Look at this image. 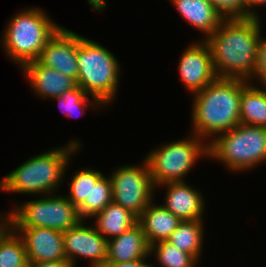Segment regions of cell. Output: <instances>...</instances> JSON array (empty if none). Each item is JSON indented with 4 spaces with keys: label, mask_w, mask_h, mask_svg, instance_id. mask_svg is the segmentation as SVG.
<instances>
[{
    "label": "cell",
    "mask_w": 266,
    "mask_h": 267,
    "mask_svg": "<svg viewBox=\"0 0 266 267\" xmlns=\"http://www.w3.org/2000/svg\"><path fill=\"white\" fill-rule=\"evenodd\" d=\"M260 18H225L207 37L217 77L249 80L254 73ZM261 28V29H260Z\"/></svg>",
    "instance_id": "1"
},
{
    "label": "cell",
    "mask_w": 266,
    "mask_h": 267,
    "mask_svg": "<svg viewBox=\"0 0 266 267\" xmlns=\"http://www.w3.org/2000/svg\"><path fill=\"white\" fill-rule=\"evenodd\" d=\"M203 220L182 221L167 239L181 251L191 254L198 262L203 252ZM199 258V259H198Z\"/></svg>",
    "instance_id": "21"
},
{
    "label": "cell",
    "mask_w": 266,
    "mask_h": 267,
    "mask_svg": "<svg viewBox=\"0 0 266 267\" xmlns=\"http://www.w3.org/2000/svg\"><path fill=\"white\" fill-rule=\"evenodd\" d=\"M149 254L155 255L160 267H196L199 263L191 254L181 251L167 240L150 245Z\"/></svg>",
    "instance_id": "24"
},
{
    "label": "cell",
    "mask_w": 266,
    "mask_h": 267,
    "mask_svg": "<svg viewBox=\"0 0 266 267\" xmlns=\"http://www.w3.org/2000/svg\"><path fill=\"white\" fill-rule=\"evenodd\" d=\"M179 75L186 90L195 94L217 78L211 51L205 40L191 43L181 54Z\"/></svg>",
    "instance_id": "11"
},
{
    "label": "cell",
    "mask_w": 266,
    "mask_h": 267,
    "mask_svg": "<svg viewBox=\"0 0 266 267\" xmlns=\"http://www.w3.org/2000/svg\"><path fill=\"white\" fill-rule=\"evenodd\" d=\"M80 149V142L73 139L64 147L34 155L2 178L0 191L30 195L55 193L62 185L71 156Z\"/></svg>",
    "instance_id": "3"
},
{
    "label": "cell",
    "mask_w": 266,
    "mask_h": 267,
    "mask_svg": "<svg viewBox=\"0 0 266 267\" xmlns=\"http://www.w3.org/2000/svg\"><path fill=\"white\" fill-rule=\"evenodd\" d=\"M159 187L168 188L163 206L181 221L203 219L205 200L198 189H193L186 182H169Z\"/></svg>",
    "instance_id": "14"
},
{
    "label": "cell",
    "mask_w": 266,
    "mask_h": 267,
    "mask_svg": "<svg viewBox=\"0 0 266 267\" xmlns=\"http://www.w3.org/2000/svg\"><path fill=\"white\" fill-rule=\"evenodd\" d=\"M224 18H247L248 0H209Z\"/></svg>",
    "instance_id": "27"
},
{
    "label": "cell",
    "mask_w": 266,
    "mask_h": 267,
    "mask_svg": "<svg viewBox=\"0 0 266 267\" xmlns=\"http://www.w3.org/2000/svg\"><path fill=\"white\" fill-rule=\"evenodd\" d=\"M142 226L137 223L124 233L108 240L106 263L130 262L143 259L149 254Z\"/></svg>",
    "instance_id": "16"
},
{
    "label": "cell",
    "mask_w": 266,
    "mask_h": 267,
    "mask_svg": "<svg viewBox=\"0 0 266 267\" xmlns=\"http://www.w3.org/2000/svg\"><path fill=\"white\" fill-rule=\"evenodd\" d=\"M85 224V220H81L77 225L63 232L66 258L73 267H76L78 257L87 258L90 261V267H102L107 259L108 240L93 224L89 225L90 227Z\"/></svg>",
    "instance_id": "10"
},
{
    "label": "cell",
    "mask_w": 266,
    "mask_h": 267,
    "mask_svg": "<svg viewBox=\"0 0 266 267\" xmlns=\"http://www.w3.org/2000/svg\"><path fill=\"white\" fill-rule=\"evenodd\" d=\"M13 229L24 242L28 262L67 260L63 232L42 227Z\"/></svg>",
    "instance_id": "13"
},
{
    "label": "cell",
    "mask_w": 266,
    "mask_h": 267,
    "mask_svg": "<svg viewBox=\"0 0 266 267\" xmlns=\"http://www.w3.org/2000/svg\"><path fill=\"white\" fill-rule=\"evenodd\" d=\"M182 18L204 34H213L225 19L209 0H170Z\"/></svg>",
    "instance_id": "17"
},
{
    "label": "cell",
    "mask_w": 266,
    "mask_h": 267,
    "mask_svg": "<svg viewBox=\"0 0 266 267\" xmlns=\"http://www.w3.org/2000/svg\"><path fill=\"white\" fill-rule=\"evenodd\" d=\"M254 79L258 80L262 87L266 86V38H263L262 36L257 44L254 73L248 82L251 83L250 81H255Z\"/></svg>",
    "instance_id": "28"
},
{
    "label": "cell",
    "mask_w": 266,
    "mask_h": 267,
    "mask_svg": "<svg viewBox=\"0 0 266 267\" xmlns=\"http://www.w3.org/2000/svg\"><path fill=\"white\" fill-rule=\"evenodd\" d=\"M90 96L77 85L74 89L65 91L60 97L53 98L52 100L59 104L66 116L72 117L78 113L79 115L85 114L84 109L89 105Z\"/></svg>",
    "instance_id": "26"
},
{
    "label": "cell",
    "mask_w": 266,
    "mask_h": 267,
    "mask_svg": "<svg viewBox=\"0 0 266 267\" xmlns=\"http://www.w3.org/2000/svg\"><path fill=\"white\" fill-rule=\"evenodd\" d=\"M253 83L249 84L241 94L240 124L266 128V91Z\"/></svg>",
    "instance_id": "20"
},
{
    "label": "cell",
    "mask_w": 266,
    "mask_h": 267,
    "mask_svg": "<svg viewBox=\"0 0 266 267\" xmlns=\"http://www.w3.org/2000/svg\"><path fill=\"white\" fill-rule=\"evenodd\" d=\"M20 69L26 74L32 90L41 99L60 97L63 92L77 86V81L74 78L65 76L54 68L42 65L38 60L27 62Z\"/></svg>",
    "instance_id": "15"
},
{
    "label": "cell",
    "mask_w": 266,
    "mask_h": 267,
    "mask_svg": "<svg viewBox=\"0 0 266 267\" xmlns=\"http://www.w3.org/2000/svg\"><path fill=\"white\" fill-rule=\"evenodd\" d=\"M37 60L77 81V33L61 26L47 41Z\"/></svg>",
    "instance_id": "12"
},
{
    "label": "cell",
    "mask_w": 266,
    "mask_h": 267,
    "mask_svg": "<svg viewBox=\"0 0 266 267\" xmlns=\"http://www.w3.org/2000/svg\"><path fill=\"white\" fill-rule=\"evenodd\" d=\"M141 164L122 165L109 176L113 201L137 217L153 201L156 189L146 160Z\"/></svg>",
    "instance_id": "9"
},
{
    "label": "cell",
    "mask_w": 266,
    "mask_h": 267,
    "mask_svg": "<svg viewBox=\"0 0 266 267\" xmlns=\"http://www.w3.org/2000/svg\"><path fill=\"white\" fill-rule=\"evenodd\" d=\"M95 228L107 240L121 235L138 223V217L112 201L93 219Z\"/></svg>",
    "instance_id": "19"
},
{
    "label": "cell",
    "mask_w": 266,
    "mask_h": 267,
    "mask_svg": "<svg viewBox=\"0 0 266 267\" xmlns=\"http://www.w3.org/2000/svg\"><path fill=\"white\" fill-rule=\"evenodd\" d=\"M149 256L130 262H120V263H105L102 267H154L150 263H146Z\"/></svg>",
    "instance_id": "29"
},
{
    "label": "cell",
    "mask_w": 266,
    "mask_h": 267,
    "mask_svg": "<svg viewBox=\"0 0 266 267\" xmlns=\"http://www.w3.org/2000/svg\"><path fill=\"white\" fill-rule=\"evenodd\" d=\"M181 222L171 211L153 201L138 217L149 245L167 240Z\"/></svg>",
    "instance_id": "18"
},
{
    "label": "cell",
    "mask_w": 266,
    "mask_h": 267,
    "mask_svg": "<svg viewBox=\"0 0 266 267\" xmlns=\"http://www.w3.org/2000/svg\"><path fill=\"white\" fill-rule=\"evenodd\" d=\"M69 182V194L65 196L78 208L82 220L90 218L91 169L76 171Z\"/></svg>",
    "instance_id": "23"
},
{
    "label": "cell",
    "mask_w": 266,
    "mask_h": 267,
    "mask_svg": "<svg viewBox=\"0 0 266 267\" xmlns=\"http://www.w3.org/2000/svg\"><path fill=\"white\" fill-rule=\"evenodd\" d=\"M24 242L7 223L0 230V267H27Z\"/></svg>",
    "instance_id": "22"
},
{
    "label": "cell",
    "mask_w": 266,
    "mask_h": 267,
    "mask_svg": "<svg viewBox=\"0 0 266 267\" xmlns=\"http://www.w3.org/2000/svg\"><path fill=\"white\" fill-rule=\"evenodd\" d=\"M250 83L244 79L217 77L193 96L192 133L209 144L240 124L242 91ZM211 137V138H210Z\"/></svg>",
    "instance_id": "2"
},
{
    "label": "cell",
    "mask_w": 266,
    "mask_h": 267,
    "mask_svg": "<svg viewBox=\"0 0 266 267\" xmlns=\"http://www.w3.org/2000/svg\"><path fill=\"white\" fill-rule=\"evenodd\" d=\"M14 208L7 214V223L12 228L42 227L65 232L82 220L78 208L65 194H47L23 205L17 202Z\"/></svg>",
    "instance_id": "8"
},
{
    "label": "cell",
    "mask_w": 266,
    "mask_h": 267,
    "mask_svg": "<svg viewBox=\"0 0 266 267\" xmlns=\"http://www.w3.org/2000/svg\"><path fill=\"white\" fill-rule=\"evenodd\" d=\"M77 85L91 95L92 106L112 103L119 86L120 64L112 52L77 34Z\"/></svg>",
    "instance_id": "4"
},
{
    "label": "cell",
    "mask_w": 266,
    "mask_h": 267,
    "mask_svg": "<svg viewBox=\"0 0 266 267\" xmlns=\"http://www.w3.org/2000/svg\"><path fill=\"white\" fill-rule=\"evenodd\" d=\"M209 157L235 172L249 171L266 161V128L238 124L208 144Z\"/></svg>",
    "instance_id": "6"
},
{
    "label": "cell",
    "mask_w": 266,
    "mask_h": 267,
    "mask_svg": "<svg viewBox=\"0 0 266 267\" xmlns=\"http://www.w3.org/2000/svg\"><path fill=\"white\" fill-rule=\"evenodd\" d=\"M266 5V0H248L247 2V18H256L259 19L258 12L256 13V6ZM255 6V7H254ZM255 8V9H253Z\"/></svg>",
    "instance_id": "31"
},
{
    "label": "cell",
    "mask_w": 266,
    "mask_h": 267,
    "mask_svg": "<svg viewBox=\"0 0 266 267\" xmlns=\"http://www.w3.org/2000/svg\"><path fill=\"white\" fill-rule=\"evenodd\" d=\"M27 267H73L68 260L28 262Z\"/></svg>",
    "instance_id": "30"
},
{
    "label": "cell",
    "mask_w": 266,
    "mask_h": 267,
    "mask_svg": "<svg viewBox=\"0 0 266 267\" xmlns=\"http://www.w3.org/2000/svg\"><path fill=\"white\" fill-rule=\"evenodd\" d=\"M21 11L9 20L1 40L6 55L20 67L37 60L47 41L61 27L41 8Z\"/></svg>",
    "instance_id": "5"
},
{
    "label": "cell",
    "mask_w": 266,
    "mask_h": 267,
    "mask_svg": "<svg viewBox=\"0 0 266 267\" xmlns=\"http://www.w3.org/2000/svg\"><path fill=\"white\" fill-rule=\"evenodd\" d=\"M113 201L111 181L100 171L91 169L90 218Z\"/></svg>",
    "instance_id": "25"
},
{
    "label": "cell",
    "mask_w": 266,
    "mask_h": 267,
    "mask_svg": "<svg viewBox=\"0 0 266 267\" xmlns=\"http://www.w3.org/2000/svg\"><path fill=\"white\" fill-rule=\"evenodd\" d=\"M192 136V137H191ZM145 160L155 188L169 182H185V175L200 158H208V143L196 134L162 144L146 154Z\"/></svg>",
    "instance_id": "7"
}]
</instances>
